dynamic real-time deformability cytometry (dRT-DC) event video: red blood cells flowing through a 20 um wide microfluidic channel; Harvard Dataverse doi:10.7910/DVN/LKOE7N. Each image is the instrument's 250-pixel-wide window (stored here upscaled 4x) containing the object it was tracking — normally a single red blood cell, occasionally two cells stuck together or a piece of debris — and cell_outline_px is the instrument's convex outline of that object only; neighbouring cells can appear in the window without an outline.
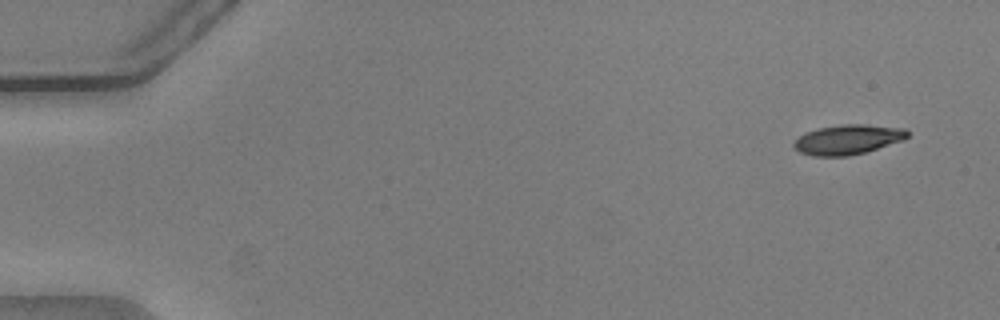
{"species": "common noctule bat (a hibernating species)", "species_latin": "Nyctalus noctula", "temperature_condition": "warm", "stored_images_in_passage": 52, "camera_frame_rate_fps": 3000, "um_per_image_px": 0.085, "animal": {"sex": "male", "body_mass_g": 20.5, "forearm_length_mm": 52.5}, "frame": {"image": 1, "passage_image": 1, "time_ms": 0.0, "image_size_px": [1000, 320], "cell_outline_px": [[908, 136], [904, 140], [864, 152], [848, 156], [812, 156], [800, 152], [792, 144], [800, 136], [808, 132], [820, 128], [840, 124], [864, 124], [904, 128], [908, 132]], "centroid_in_image_um": [72.08, 11.86], "position_along_channel_um": 12.9, "area_um2": 19.48}}
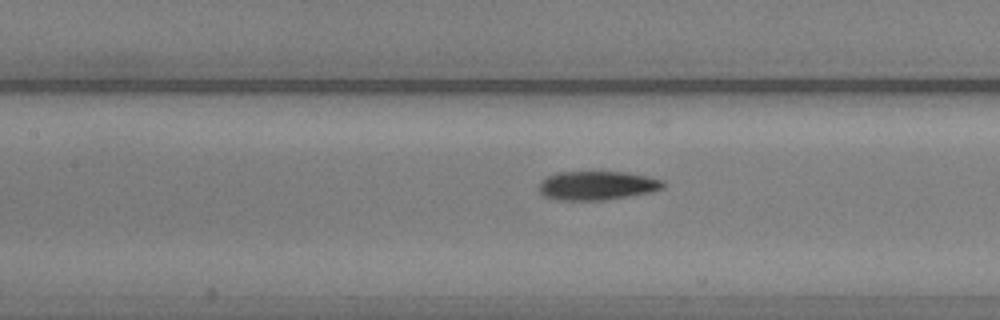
{"frame": {"image": 2, "passage_image": 23, "time_ms": 7.333, "image_size_px": [1000, 320], "cell_outline_px": [[664, 188], [652, 192], [628, 196], [600, 200], [556, 200], [544, 196], [540, 192], [540, 180], [556, 172], [624, 172], [648, 176], [664, 180]], "centroid_in_image_um": [50.76, 15.76], "position_along_channel_um": 156.6, "area_um2": 20.92}}
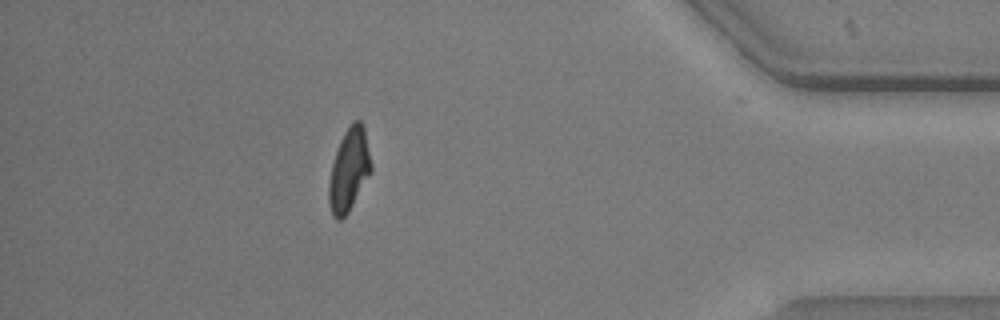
{"frame": {"image": 3, "passage_image": 46, "time_ms": 15.0, "image_size_px": [1000, 320], "cell_outline_px": [[372, 172], [348, 212], [340, 220], [336, 220], [332, 216], [328, 204], [328, 184], [332, 164], [340, 140], [344, 132], [352, 120], [360, 120], [364, 128], [372, 164]], "centroid_in_image_um": [29.66, 14.45], "position_along_channel_um": 405.5, "area_um2": 20.52}, "authors_computed_cell_mechanics": {"area_um2": 20.7213, "velocity_mm_per_s": 3.7841, "shape_relaxation_time_tau1_ms": 3.412, "shape_relaxation_time_tau2_ms": 2.4378, "deformation_change_tau1": 0.1848, "deformation_change_tau2": 0.0955}}